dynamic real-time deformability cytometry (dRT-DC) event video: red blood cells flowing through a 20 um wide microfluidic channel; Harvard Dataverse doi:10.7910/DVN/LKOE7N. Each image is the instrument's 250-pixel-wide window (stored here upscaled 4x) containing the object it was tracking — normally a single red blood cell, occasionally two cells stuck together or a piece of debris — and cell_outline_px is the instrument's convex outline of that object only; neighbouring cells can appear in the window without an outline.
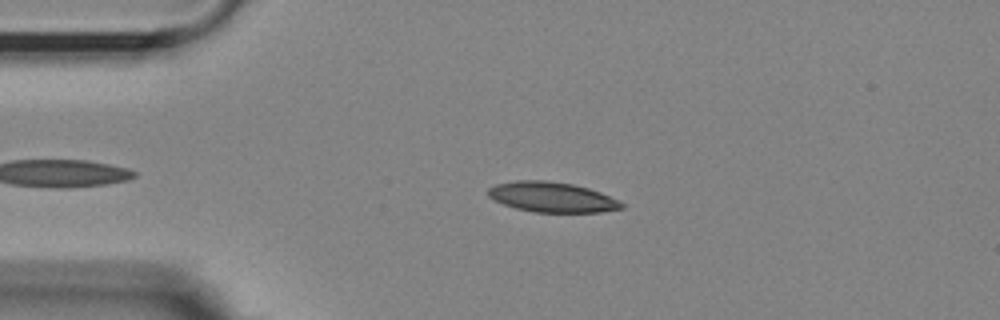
{"species": "Egyptian fruit bat (a non-hibernating species)", "species_latin": "Rousettus aegyptiacus", "temperature_condition": "room temperature", "stored_images_in_passage": 41, "camera_frame_rate_fps": 3000, "um_per_image_px": 0.085, "animal": {"sex": "female"}, "frame": {"image": 1, "passage_image": 9, "time_ms": 2.667, "image_size_px": [1000, 320], "cell_outline_px": [[624, 208], [600, 212], [536, 212], [516, 208], [504, 204], [488, 196], [488, 188], [496, 184], [516, 180], [548, 180], [572, 184], [588, 188], [600, 192], [624, 204]], "centroid_in_image_um": [46.91, 16.75], "position_along_channel_um": 38.1, "area_um2": 23.24}}
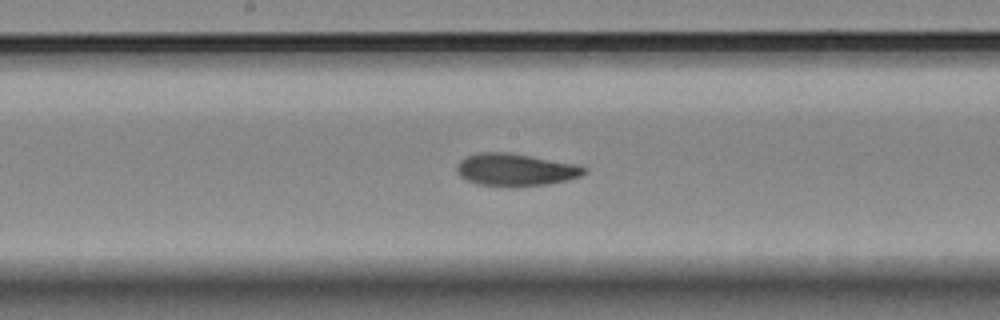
{"frame": {"image": 2, "passage_image": 25, "time_ms": 8.0, "image_size_px": [1000, 320], "cell_outline_px": [[588, 172], [580, 176], [548, 184], [512, 188], [480, 184], [468, 180], [460, 176], [456, 168], [460, 160], [476, 152], [508, 152], [576, 164], [588, 168]], "centroid_in_image_um": [43.83, 14.43], "position_along_channel_um": 204.4, "area_um2": 24.16}}
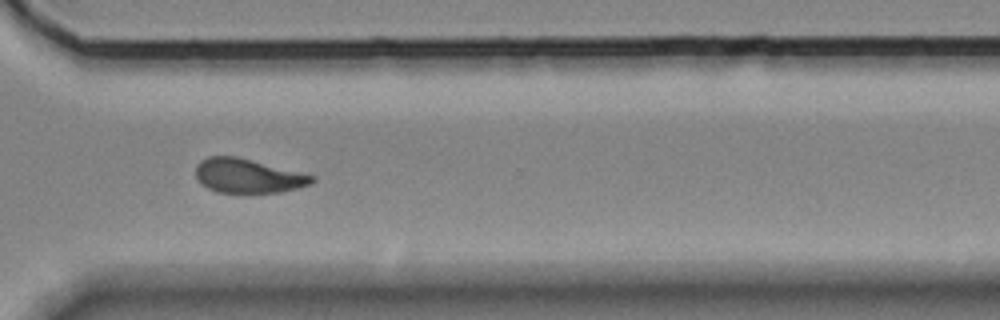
{"frame": {"image": 3, "passage_image": 37, "time_ms": 12.0, "image_size_px": [1000, 320], "cell_outline_px": [[316, 180], [312, 184], [280, 192], [216, 192], [200, 184], [196, 176], [196, 164], [200, 160], [208, 156], [236, 156], [316, 176]], "centroid_in_image_um": [21.06, 14.94], "position_along_channel_um": 349.5, "area_um2": 23.12}, "authors_computed_cell_mechanics": {"area_um2": 23.6402, "velocity_mm_per_s": 3.6252, "shape_relaxation_time_tau1_ms": 4.5347, "shape_relaxation_time_tau2_ms": 2.1878, "deformation_change_tau1": 0.1406, "deformation_change_tau2": 0.085}}